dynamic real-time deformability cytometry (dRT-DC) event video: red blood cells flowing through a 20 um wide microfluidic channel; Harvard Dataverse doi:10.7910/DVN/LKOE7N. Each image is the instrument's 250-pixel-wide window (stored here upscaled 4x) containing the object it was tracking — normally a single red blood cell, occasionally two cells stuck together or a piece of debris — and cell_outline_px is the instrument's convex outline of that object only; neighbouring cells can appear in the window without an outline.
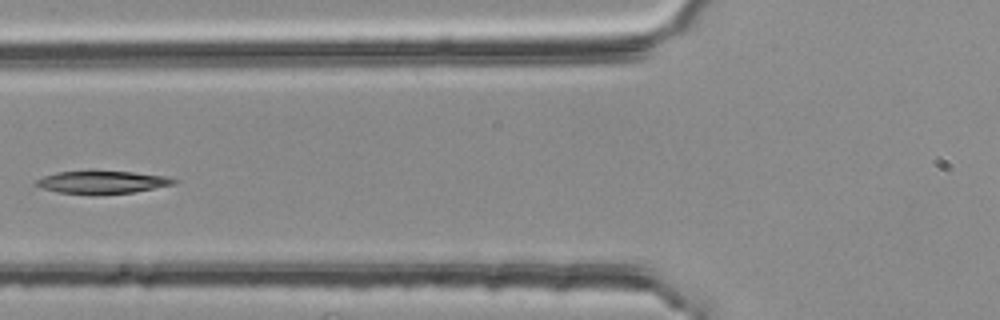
{"species": "common noctule bat (a hibernating species)", "species_latin": "Nyctalus noctula", "temperature_condition": "room temperature", "stored_images_in_passage": 4, "camera_frame_rate_fps": 3000, "um_per_image_px": 0.085, "animal": {"sex": "female", "body_mass_g": 25.1}, "frame": {"image": 1, "passage_image": 4, "time_ms": 1.0, "image_size_px": [1000, 320], "cell_outline_px": [[176, 180], [172, 184], [132, 192], [96, 196], [56, 192], [40, 188], [32, 184], [36, 180], [44, 176], [56, 172], [132, 172], [168, 176]], "centroid_in_image_um": [8.58, 15.52], "position_along_channel_um": 117.2, "area_um2": 18.21}}